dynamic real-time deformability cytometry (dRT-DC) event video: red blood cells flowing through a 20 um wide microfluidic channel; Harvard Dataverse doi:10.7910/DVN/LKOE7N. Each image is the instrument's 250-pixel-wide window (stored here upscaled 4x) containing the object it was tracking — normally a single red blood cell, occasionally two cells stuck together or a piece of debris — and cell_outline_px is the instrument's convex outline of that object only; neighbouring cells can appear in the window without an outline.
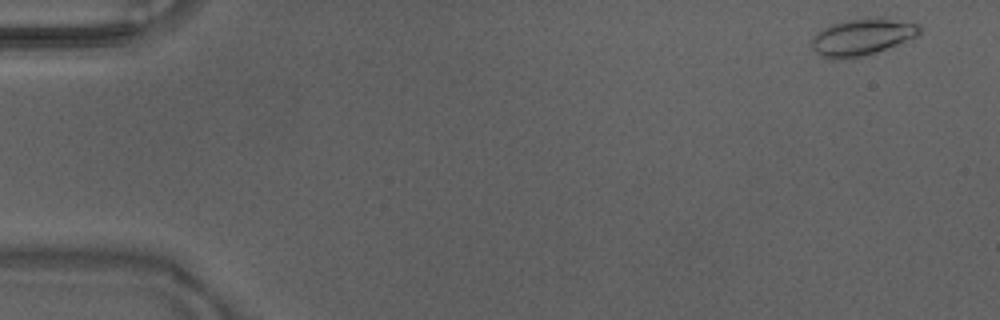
{"species": "Egyptian fruit bat (a non-hibernating species)", "species_latin": "Rousettus aegyptiacus", "temperature_condition": "warm", "stored_images_in_passage": 13, "camera_frame_rate_fps": 3000, "um_per_image_px": 0.085, "animal": {"sex": "male"}, "frame": {"image": 1, "passage_image": 3, "time_ms": 0.667, "image_size_px": [1000, 320], "cell_outline_px": [[920, 32], [916, 36], [876, 52], [860, 56], [832, 60], [816, 52], [812, 48], [812, 40], [824, 28], [832, 24], [844, 20], [868, 16], [876, 16], [920, 24]], "centroid_in_image_um": [73.29, 3.11], "position_along_channel_um": 11.7, "area_um2": 22.83}}